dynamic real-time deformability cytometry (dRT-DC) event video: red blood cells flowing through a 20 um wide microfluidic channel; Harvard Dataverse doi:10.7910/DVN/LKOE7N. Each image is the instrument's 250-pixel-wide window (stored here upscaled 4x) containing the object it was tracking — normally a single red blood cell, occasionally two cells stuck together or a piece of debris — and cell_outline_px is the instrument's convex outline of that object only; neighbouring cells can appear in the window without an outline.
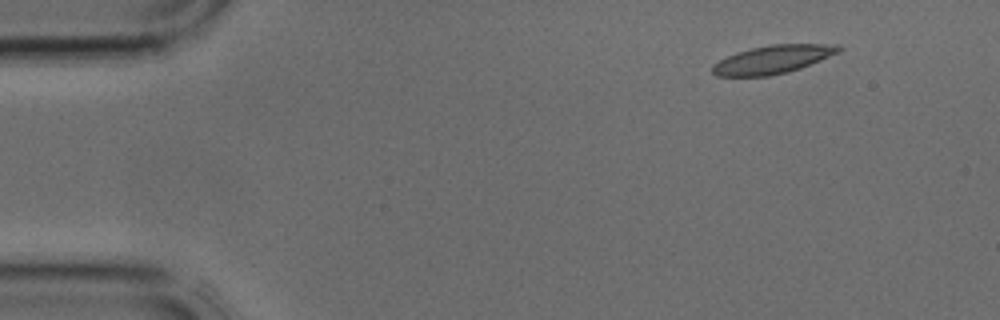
{"species": "common noctule bat (a hibernating species)", "species_latin": "Nyctalus noctula", "temperature_condition": "cold", "stored_images_in_passage": 5, "camera_frame_rate_fps": 3000, "um_per_image_px": 0.085, "animal": {"sex": "male", "body_mass_g": 17.9, "forearm_length_mm": 54.2}, "frame": {"image": 1, "passage_image": 2, "time_ms": 0.333, "image_size_px": [1000, 320], "cell_outline_px": [[844, 48], [840, 52], [800, 68], [788, 72], [768, 76], [716, 76], [712, 72], [712, 64], [736, 52], [752, 48], [772, 44], [840, 44]], "centroid_in_image_um": [65.71, 5.05], "position_along_channel_um": 19.3, "area_um2": 20.81}}
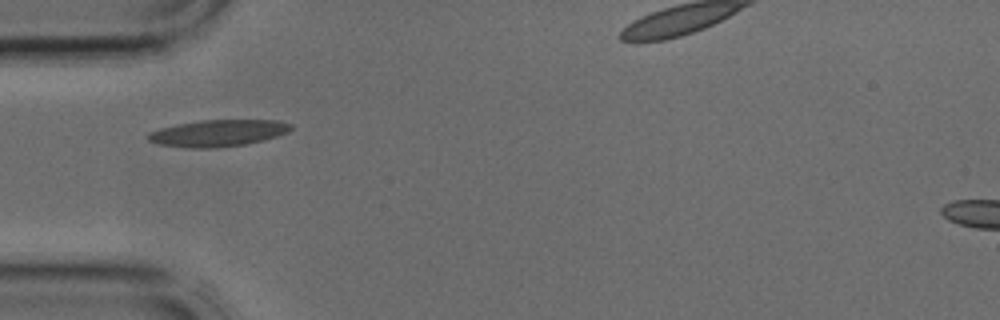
{"frame": {"image": 2, "passage_image": 4, "time_ms": 1.0, "image_size_px": [1000, 320], "cell_outline_px": [[292, 128], [288, 132], [264, 140], [248, 144], [216, 148], [188, 148], [156, 144], [148, 140], [144, 136], [148, 132], [160, 128], [176, 124], [200, 120], [276, 120], [292, 124]], "centroid_in_image_um": [18.48, 11.32], "position_along_channel_um": 66.5, "area_um2": 22.54}}